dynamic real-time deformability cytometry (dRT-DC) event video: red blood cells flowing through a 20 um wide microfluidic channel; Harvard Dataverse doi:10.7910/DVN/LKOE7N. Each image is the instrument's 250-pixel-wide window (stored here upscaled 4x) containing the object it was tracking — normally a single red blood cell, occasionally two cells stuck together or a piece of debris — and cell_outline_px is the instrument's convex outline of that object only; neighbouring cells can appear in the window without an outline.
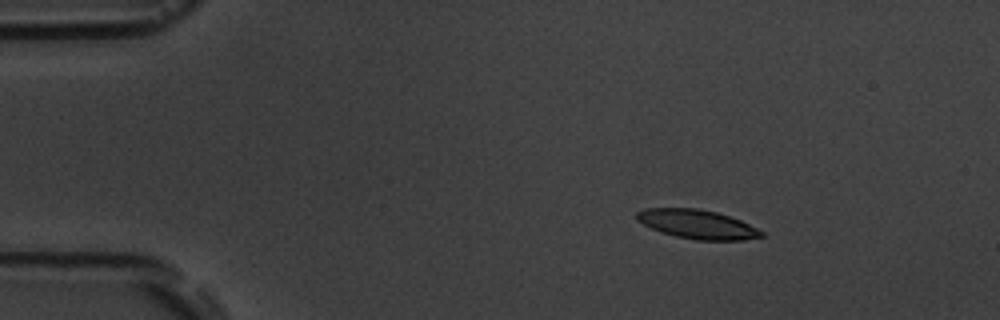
{"species": "common noctule bat (a hibernating species)", "species_latin": "Nyctalus noctula", "temperature_condition": "room temperature", "stored_images_in_passage": 6, "camera_frame_rate_fps": 3000, "um_per_image_px": 0.085, "animal": {"sex": "male", "body_mass_g": 19.5, "forearm_length_mm": 54.6}, "frame": {"image": 1, "passage_image": 1, "time_ms": 0.0, "image_size_px": [1000, 320], "cell_outline_px": [[764, 236], [744, 240], [696, 240], [676, 236], [660, 232], [636, 220], [636, 212], [644, 208], [696, 208], [716, 212], [740, 220], [764, 232]], "centroid_in_image_um": [59.25, 19.06], "position_along_channel_um": 25.8, "area_um2": 20.98}}
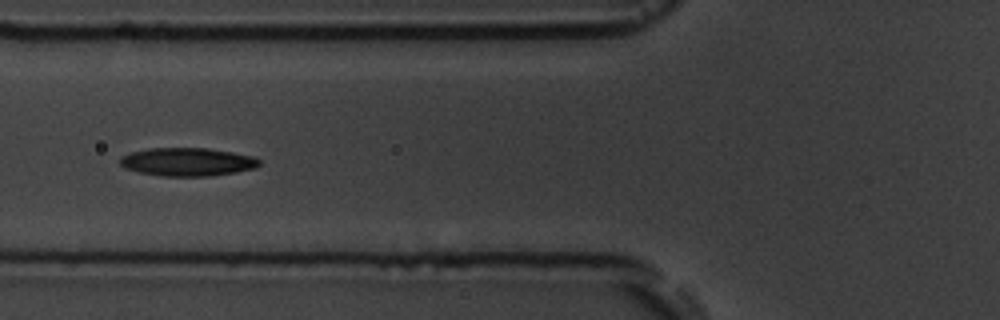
{"frame": {"image": 2, "passage_image": 5, "time_ms": 4.333, "image_size_px": [1000, 320], "cell_outline_px": [[260, 164], [256, 168], [236, 172], [208, 176], [164, 176], [140, 172], [124, 168], [120, 164], [120, 156], [132, 152], [148, 148], [208, 148], [232, 152], [252, 156], [260, 160]], "centroid_in_image_um": [15.93, 13.75], "position_along_channel_um": 109.9, "area_um2": 22.89}}
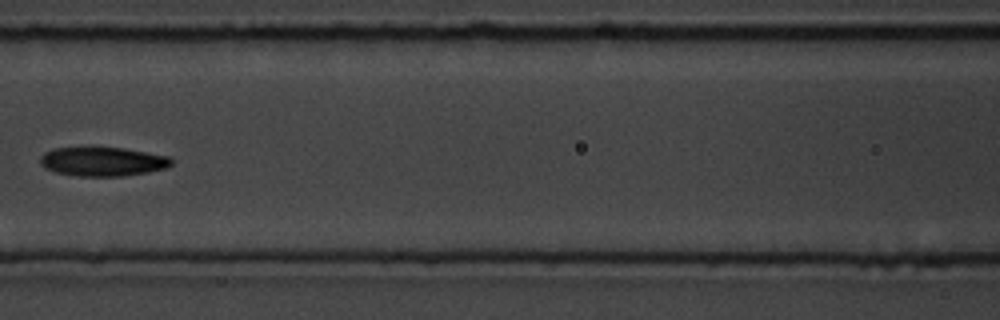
{"frame": {"image": 3, "passage_image": 6, "time_ms": 5.667, "image_size_px": [1000, 320], "cell_outline_px": [[172, 164], [168, 168], [148, 172], [124, 176], [76, 176], [56, 172], [44, 168], [40, 164], [40, 156], [44, 152], [56, 148], [124, 148], [168, 156], [172, 160]], "centroid_in_image_um": [8.73, 13.74], "position_along_channel_um": 157.9, "area_um2": 22.2}}